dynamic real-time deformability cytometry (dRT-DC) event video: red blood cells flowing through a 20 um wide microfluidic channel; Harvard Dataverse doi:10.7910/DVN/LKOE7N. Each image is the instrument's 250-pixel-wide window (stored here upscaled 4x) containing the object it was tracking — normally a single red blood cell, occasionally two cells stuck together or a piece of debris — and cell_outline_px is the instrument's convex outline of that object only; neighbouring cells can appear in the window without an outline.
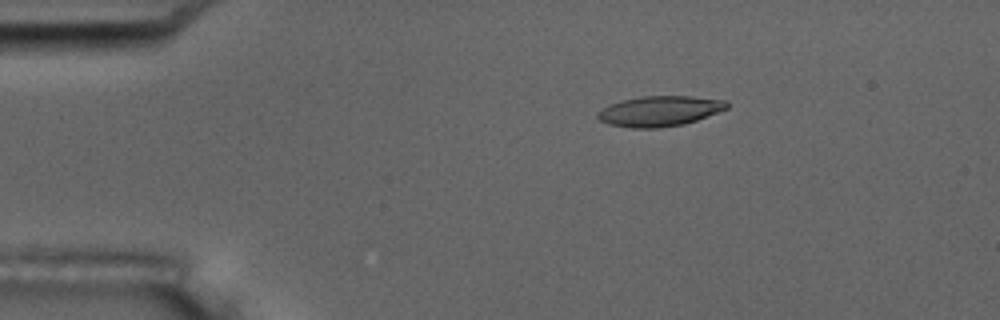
{"species": "common noctule bat (a hibernating species)", "species_latin": "Nyctalus noctula", "temperature_condition": "room temperature", "stored_images_in_passage": 5, "camera_frame_rate_fps": 3000, "um_per_image_px": 0.085, "animal": {"sex": "male", "body_mass_g": 17.5, "forearm_length_mm": 52.3}, "frame": {"image": 1, "passage_image": 2, "time_ms": 1.333, "image_size_px": [1000, 320], "cell_outline_px": [[728, 108], [696, 120], [684, 124], [660, 128], [632, 128], [608, 124], [600, 120], [596, 116], [596, 112], [608, 104], [640, 96], [692, 96], [728, 100]], "centroid_in_image_um": [56.05, 9.44], "position_along_channel_um": 28.9, "area_um2": 22.95}}
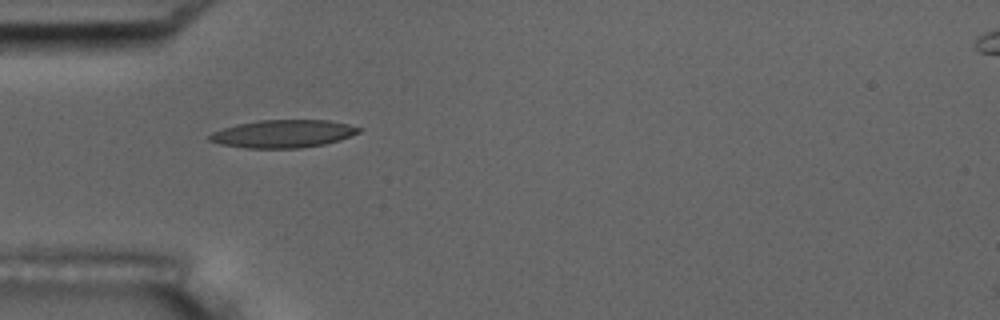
{"frame": {"image": 2, "passage_image": 4, "time_ms": 3.667, "image_size_px": [1000, 320], "cell_outline_px": [[364, 128], [360, 132], [340, 140], [324, 144], [300, 148], [248, 148], [220, 144], [208, 140], [208, 136], [212, 132], [236, 124], [260, 120], [328, 120], [348, 124]], "centroid_in_image_um": [24.08, 11.37], "position_along_channel_um": 60.9, "area_um2": 24.22}}